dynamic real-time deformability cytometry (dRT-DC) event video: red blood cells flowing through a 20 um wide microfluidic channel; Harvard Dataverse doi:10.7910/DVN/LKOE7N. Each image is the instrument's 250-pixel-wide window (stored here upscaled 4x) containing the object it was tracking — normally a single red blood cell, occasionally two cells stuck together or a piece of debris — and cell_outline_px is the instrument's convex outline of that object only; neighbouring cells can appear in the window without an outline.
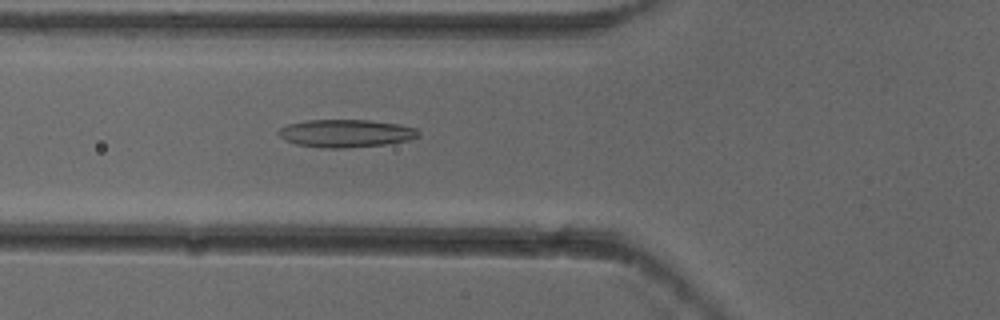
{"species": "common noctule bat (a hibernating species)", "species_latin": "Nyctalus noctula", "temperature_condition": "cold", "stored_images_in_passage": 5, "camera_frame_rate_fps": 3000, "um_per_image_px": 0.085, "animal": {"sex": "female"}, "frame": {"image": 1, "passage_image": 5, "time_ms": 1.333, "image_size_px": [1000, 320], "cell_outline_px": [[420, 136], [408, 140], [384, 144], [344, 148], [320, 148], [296, 144], [284, 140], [276, 132], [280, 128], [288, 124], [308, 120], [368, 120], [400, 124], [416, 128], [420, 132]], "centroid_in_image_um": [29.38, 11.33], "position_along_channel_um": 96.4, "area_um2": 22.72}}